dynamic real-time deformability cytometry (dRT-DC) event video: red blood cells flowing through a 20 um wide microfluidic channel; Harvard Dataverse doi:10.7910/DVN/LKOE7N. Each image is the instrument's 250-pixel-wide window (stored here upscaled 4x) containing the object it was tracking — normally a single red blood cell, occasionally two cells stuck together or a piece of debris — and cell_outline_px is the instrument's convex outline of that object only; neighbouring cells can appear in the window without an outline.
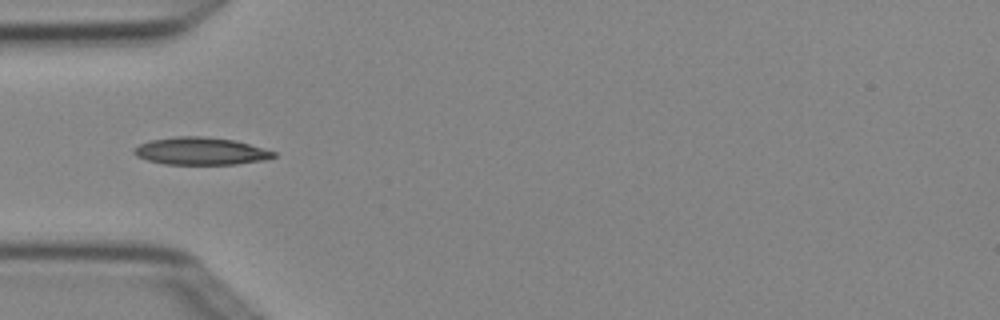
{"species": "Egyptian fruit bat (a non-hibernating species)", "species_latin": "Rousettus aegyptiacus", "temperature_condition": "cold", "stored_images_in_passage": 5, "camera_frame_rate_fps": 3000, "um_per_image_px": 0.085, "animal": {"sex": "female"}, "frame": {"image": 1, "passage_image": 5, "time_ms": 1.333, "image_size_px": [1000, 320], "cell_outline_px": [[276, 156], [264, 160], [236, 164], [164, 164], [148, 160], [136, 156], [132, 152], [140, 144], [148, 140], [176, 136], [204, 136], [236, 140], [276, 152]], "centroid_in_image_um": [17.06, 12.84], "position_along_channel_um": 67.9, "area_um2": 22.37}}